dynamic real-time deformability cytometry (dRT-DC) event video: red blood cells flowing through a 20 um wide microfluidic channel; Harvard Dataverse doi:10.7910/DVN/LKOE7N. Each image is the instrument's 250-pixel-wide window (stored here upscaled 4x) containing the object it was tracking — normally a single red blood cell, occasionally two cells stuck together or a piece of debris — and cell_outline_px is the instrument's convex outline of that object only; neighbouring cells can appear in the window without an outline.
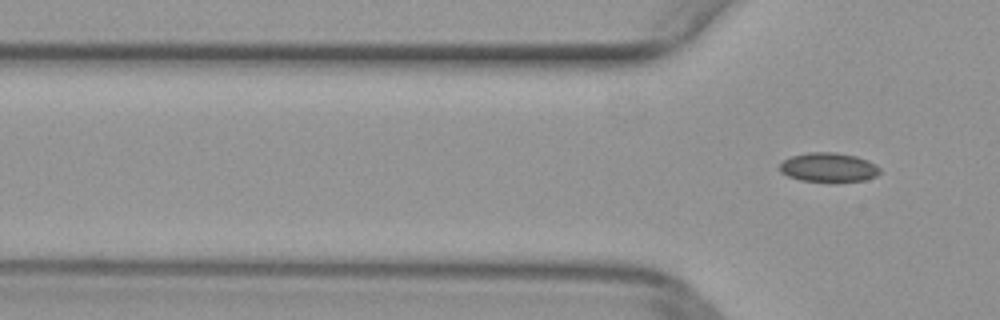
{"species": "common noctule bat (a hibernating species)", "species_latin": "Nyctalus noctula", "temperature_condition": "warm", "stored_images_in_passage": 2, "camera_frame_rate_fps": 3000, "um_per_image_px": 0.085, "animal": {"sex": "female", "body_mass_g": 29.2, "forearm_length_mm": 56.3}, "frame": {"image": 1, "passage_image": 2, "time_ms": 0.333, "image_size_px": [1000, 320], "cell_outline_px": [[880, 172], [876, 176], [864, 180], [836, 184], [800, 180], [788, 176], [780, 172], [780, 164], [784, 160], [792, 156], [808, 152], [836, 152], [856, 156], [876, 164], [880, 168]], "centroid_in_image_um": [70.44, 14.26], "position_along_channel_um": 55.4, "area_um2": 17.57}}